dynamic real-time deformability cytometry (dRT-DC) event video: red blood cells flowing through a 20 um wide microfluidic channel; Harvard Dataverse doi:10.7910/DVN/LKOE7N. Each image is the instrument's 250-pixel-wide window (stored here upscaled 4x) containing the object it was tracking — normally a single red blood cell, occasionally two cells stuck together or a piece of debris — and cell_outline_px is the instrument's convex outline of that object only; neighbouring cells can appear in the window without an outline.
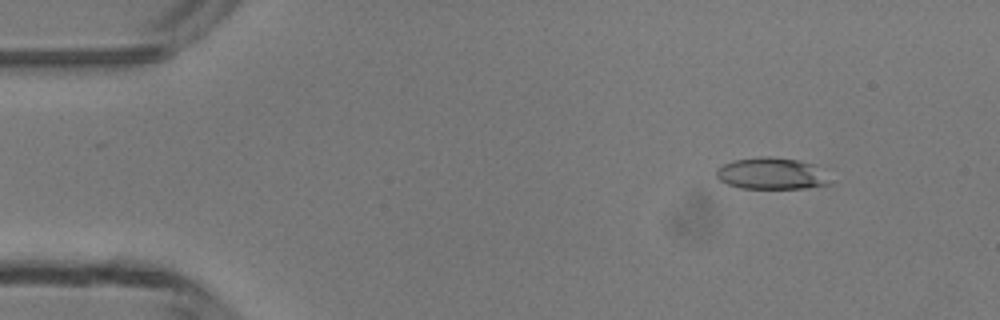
{"species": "common noctule bat (a hibernating species)", "species_latin": "Nyctalus noctula", "temperature_condition": "room temperature", "stored_images_in_passage": 44, "camera_frame_rate_fps": 3000, "um_per_image_px": 0.085, "animal": {"sex": "male", "body_mass_g": 13.3}, "frame": {"image": 1, "passage_image": 2, "time_ms": 0.333, "image_size_px": [1000, 320], "cell_outline_px": [[832, 184], [808, 188], [740, 188], [728, 184], [720, 180], [716, 176], [716, 168], [732, 160], [760, 156], [768, 156], [800, 160], [812, 164]], "centroid_in_image_um": [65.51, 14.75], "position_along_channel_um": 19.5, "area_um2": 20.75}}
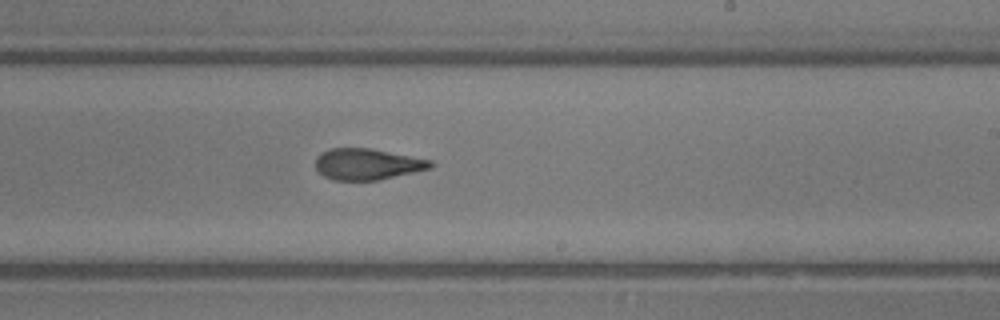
{"frame": {"image": 2, "passage_image": 25, "time_ms": 8.0, "image_size_px": [1000, 320], "cell_outline_px": [[436, 164], [432, 168], [380, 180], [332, 180], [316, 172], [316, 156], [328, 148], [372, 148], [432, 160]], "centroid_in_image_um": [31.23, 13.95], "position_along_channel_um": 257.8, "area_um2": 21.27}}
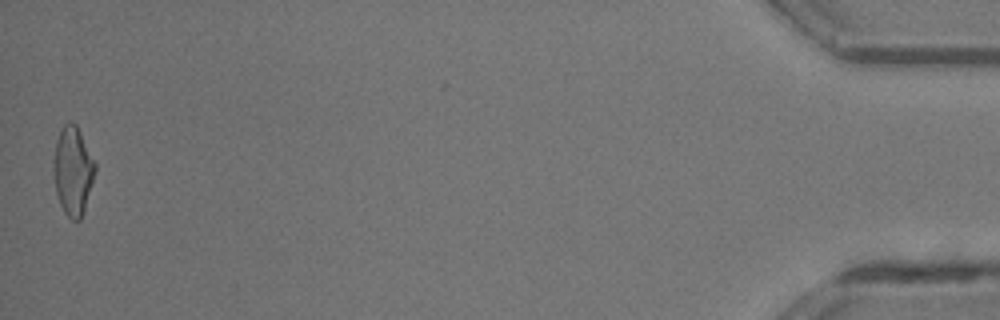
{"frame": {"image": 3, "passage_image": 44, "time_ms": 14.333, "image_size_px": [1000, 320], "cell_outline_px": [[96, 172], [80, 220], [72, 220], [64, 212], [60, 204], [56, 192], [56, 140], [64, 124], [68, 120], [76, 124], [96, 164]], "centroid_in_image_um": [6.24, 14.51], "position_along_channel_um": 429.0, "area_um2": 20.58}, "authors_computed_cell_mechanics": {"area_um2": 21.2415, "velocity_mm_per_s": 4.2942, "shape_relaxation_time_tau1_ms": 7.2111, "shape_relaxation_time_tau2_ms": 1.6222, "deformation_change_tau1": 0.2025, "deformation_change_tau2": 0.0981}}